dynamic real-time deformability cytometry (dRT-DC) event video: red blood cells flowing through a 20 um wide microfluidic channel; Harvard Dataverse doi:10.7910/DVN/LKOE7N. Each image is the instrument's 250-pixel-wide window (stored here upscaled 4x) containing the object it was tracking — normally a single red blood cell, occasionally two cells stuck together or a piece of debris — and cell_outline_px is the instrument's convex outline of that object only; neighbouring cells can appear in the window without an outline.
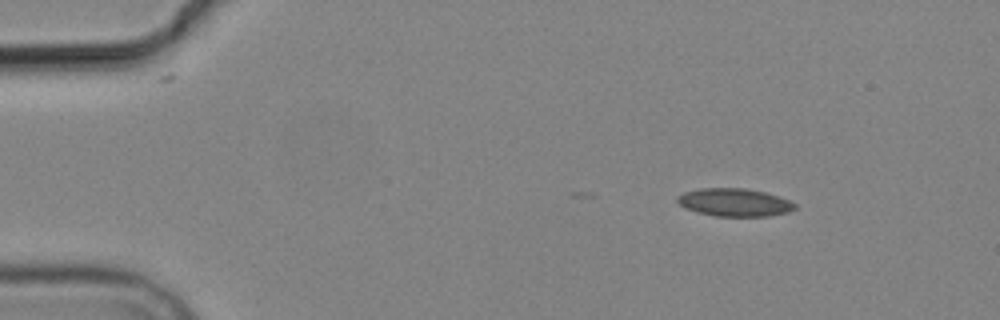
{"species": "common noctule bat (a hibernating species)", "species_latin": "Nyctalus noctula", "temperature_condition": "cold", "stored_images_in_passage": 4, "camera_frame_rate_fps": 3000, "um_per_image_px": 0.085, "animal": {"sex": "male", "body_mass_g": 19.2, "forearm_length_mm": 51.8}, "frame": {"image": 1, "passage_image": 1, "time_ms": 0.0, "image_size_px": [1000, 320], "cell_outline_px": [[796, 208], [788, 212], [768, 216], [716, 216], [696, 212], [684, 208], [676, 200], [676, 196], [684, 192], [700, 188], [744, 188], [764, 192], [780, 196], [796, 204]], "centroid_in_image_um": [62.41, 17.2], "position_along_channel_um": 22.6, "area_um2": 19.19}}